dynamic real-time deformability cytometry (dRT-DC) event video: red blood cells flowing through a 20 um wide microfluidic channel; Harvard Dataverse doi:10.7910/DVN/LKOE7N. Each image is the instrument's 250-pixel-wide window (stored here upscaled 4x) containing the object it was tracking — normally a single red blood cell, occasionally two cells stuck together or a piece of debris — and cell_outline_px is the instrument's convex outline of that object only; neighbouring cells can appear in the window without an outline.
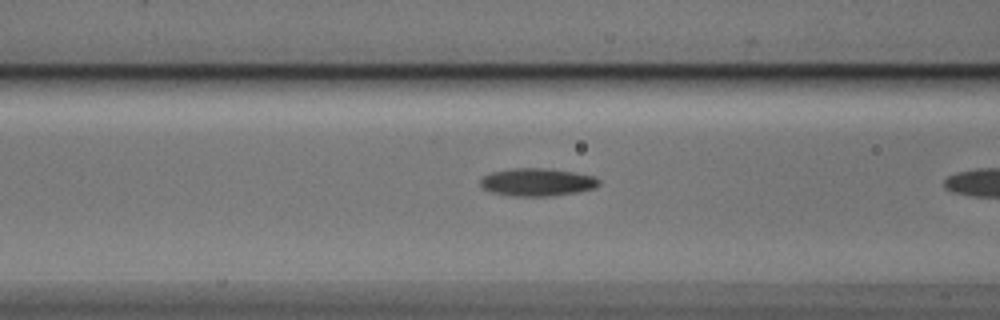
{"species": "Egyptian fruit bat (a non-hibernating species)", "species_latin": "Rousettus aegyptiacus", "temperature_condition": "cold", "stored_images_in_passage": 8, "camera_frame_rate_fps": 3000, "um_per_image_px": 0.085, "animal": {"sex": "male"}, "frame": {"image": 1, "passage_image": 7, "time_ms": 2.0, "image_size_px": [1000, 320], "cell_outline_px": [[600, 184], [596, 188], [576, 192], [552, 196], [508, 196], [488, 192], [480, 184], [480, 180], [484, 176], [492, 172], [512, 168], [548, 168], [596, 176], [600, 180]], "centroid_in_image_um": [45.67, 15.49], "position_along_channel_um": 120.9, "area_um2": 19.42}}